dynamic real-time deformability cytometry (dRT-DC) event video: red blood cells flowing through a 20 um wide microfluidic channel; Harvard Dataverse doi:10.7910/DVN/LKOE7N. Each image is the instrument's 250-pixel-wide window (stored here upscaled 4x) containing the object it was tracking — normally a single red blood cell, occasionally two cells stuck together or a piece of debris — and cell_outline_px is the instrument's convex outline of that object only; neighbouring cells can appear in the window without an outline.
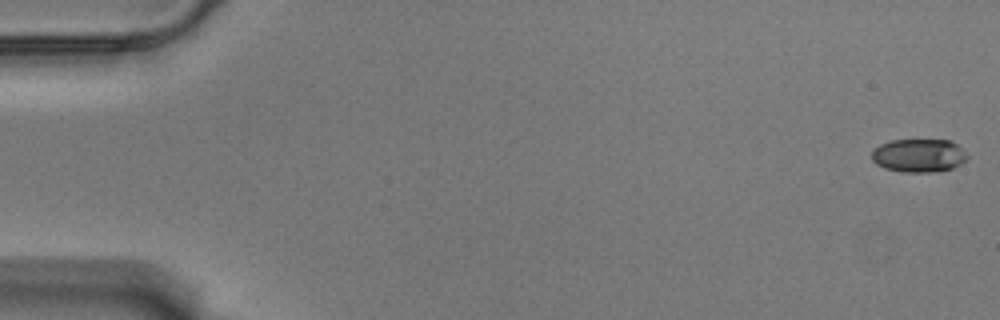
{"species": "Egyptian fruit bat (a non-hibernating species)", "species_latin": "Rousettus aegyptiacus", "temperature_condition": "warm", "stored_images_in_passage": 58, "camera_frame_rate_fps": 3000, "um_per_image_px": 0.085, "animal": {"sex": "male"}, "frame": {"image": 1, "passage_image": 1, "time_ms": 0.0, "image_size_px": [1000, 320], "cell_outline_px": [[968, 156], [960, 164], [952, 168], [936, 172], [904, 172], [884, 168], [876, 164], [872, 160], [872, 152], [880, 144], [892, 140], [952, 140]], "centroid_in_image_um": [78.08, 13.22], "position_along_channel_um": 6.9, "area_um2": 18.44}}
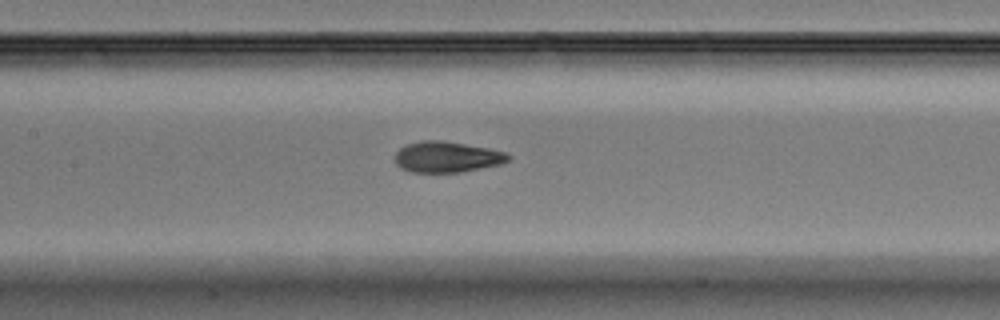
{"frame": {"image": 2, "passage_image": 28, "time_ms": 9.0, "image_size_px": [1000, 320], "cell_outline_px": [[512, 156], [508, 160], [500, 164], [460, 172], [408, 172], [400, 168], [396, 164], [392, 156], [400, 148], [408, 144], [424, 140], [440, 140], [488, 148], [504, 152]], "centroid_in_image_um": [37.93, 13.35], "position_along_channel_um": 169.5, "area_um2": 20.35}}
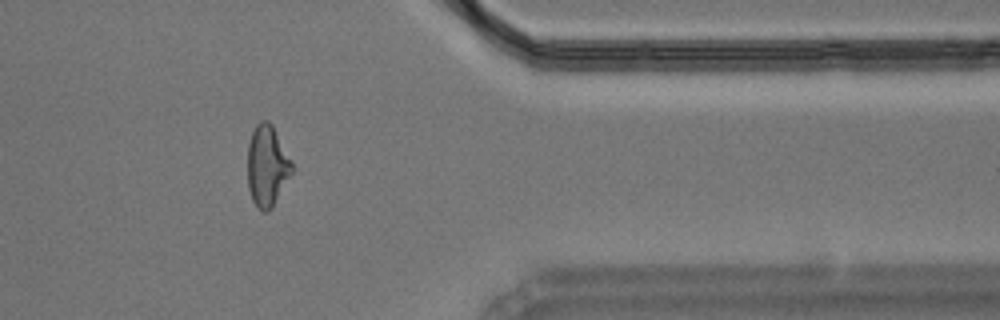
{"frame": {"image": 3, "passage_image": 48, "time_ms": 15.667, "image_size_px": [1000, 320], "cell_outline_px": [[292, 172], [272, 208], [268, 212], [264, 212], [256, 208], [252, 200], [248, 188], [248, 144], [252, 132], [256, 124], [260, 120], [268, 120], [272, 124], [292, 164]], "centroid_in_image_um": [22.67, 14.12], "position_along_channel_um": 388.7, "area_um2": 20.81}, "authors_computed_cell_mechanics": {"area_um2": 20.4323, "velocity_mm_per_s": 3.5263, "shape_relaxation_time_tau1_ms": 5.8031, "shape_relaxation_time_tau2_ms": 1.5401, "deformation_change_tau1": 0.1811, "deformation_change_tau2": 0.0823}}